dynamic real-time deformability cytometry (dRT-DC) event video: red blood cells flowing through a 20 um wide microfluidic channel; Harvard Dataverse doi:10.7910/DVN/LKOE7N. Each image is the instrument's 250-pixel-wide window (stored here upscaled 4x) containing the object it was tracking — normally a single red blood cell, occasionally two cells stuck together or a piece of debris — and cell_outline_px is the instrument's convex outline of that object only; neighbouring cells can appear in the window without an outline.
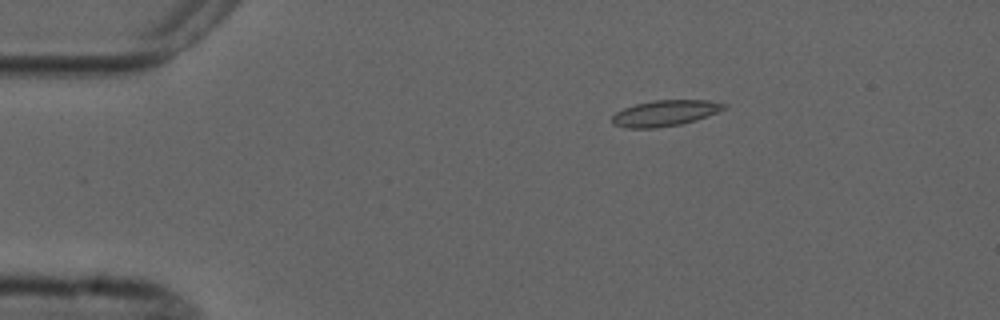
{"species": "common noctule bat (a hibernating species)", "species_latin": "Nyctalus noctula", "temperature_condition": "cold", "stored_images_in_passage": 5, "camera_frame_rate_fps": 3000, "um_per_image_px": 0.085, "animal": {"sex": "male", "forearm_length_mm": 52.5}, "frame": {"image": 1, "passage_image": 2, "time_ms": 2.0, "image_size_px": [1000, 320], "cell_outline_px": [[728, 108], [696, 120], [680, 124], [656, 128], [624, 128], [612, 124], [612, 116], [616, 112], [624, 108], [636, 104], [652, 100], [708, 100], [728, 104]], "centroid_in_image_um": [56.53, 9.61], "position_along_channel_um": 28.5, "area_um2": 16.99}}
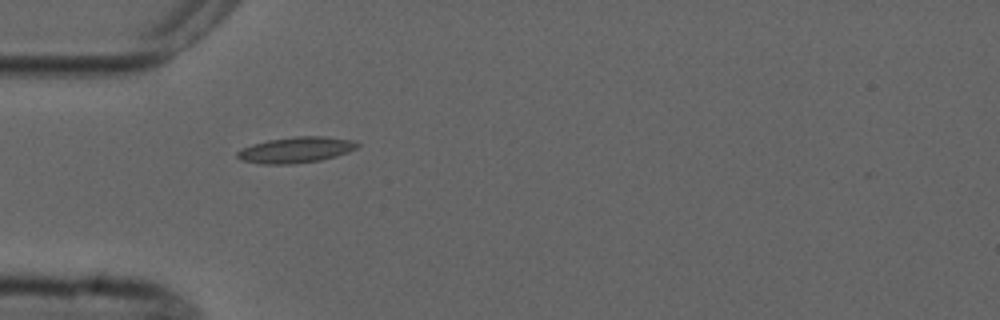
{"frame": {"image": 2, "passage_image": 4, "time_ms": 4.333, "image_size_px": [1000, 320], "cell_outline_px": [[360, 144], [356, 148], [348, 152], [336, 156], [320, 160], [292, 164], [260, 164], [240, 160], [236, 156], [236, 152], [252, 144], [268, 140], [292, 136], [324, 136], [352, 140]], "centroid_in_image_um": [25.13, 12.74], "position_along_channel_um": 59.9, "area_um2": 18.15}}
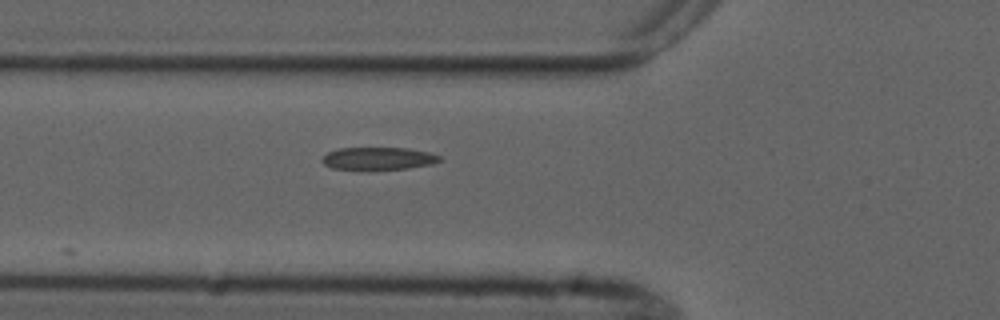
{"frame": {"image": 3, "passage_image": 5, "time_ms": 5.333, "image_size_px": [1000, 320], "cell_outline_px": [[444, 160], [432, 164], [408, 168], [368, 172], [332, 168], [324, 164], [320, 160], [328, 152], [340, 148], [408, 148], [428, 152], [440, 156]], "centroid_in_image_um": [32.15, 13.51], "position_along_channel_um": 93.7, "area_um2": 16.13}}